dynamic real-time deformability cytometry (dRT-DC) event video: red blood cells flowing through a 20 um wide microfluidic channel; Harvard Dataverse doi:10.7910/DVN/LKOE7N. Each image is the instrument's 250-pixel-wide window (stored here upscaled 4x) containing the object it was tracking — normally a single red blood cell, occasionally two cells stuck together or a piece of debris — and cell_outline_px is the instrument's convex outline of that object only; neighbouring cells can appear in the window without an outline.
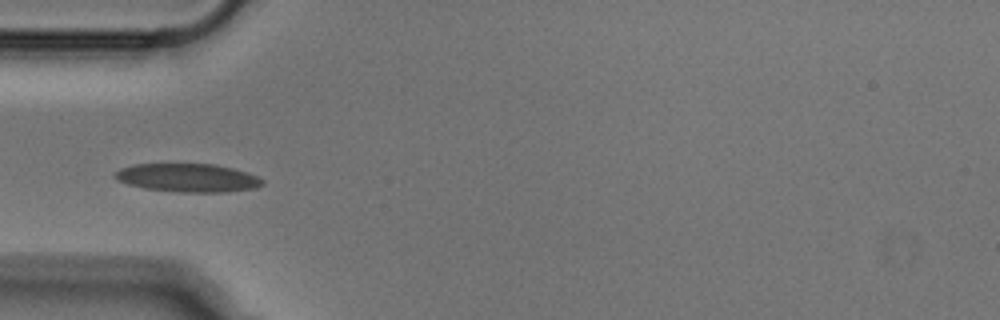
{"species": "Egyptian fruit bat (a non-hibernating species)", "species_latin": "Rousettus aegyptiacus", "temperature_condition": "cold", "stored_images_in_passage": 4, "camera_frame_rate_fps": 3000, "um_per_image_px": 0.085, "animal": {"sex": "male"}, "frame": {"image": 1, "passage_image": 1, "time_ms": 0.0, "image_size_px": [1000, 320], "cell_outline_px": [[264, 184], [256, 188], [228, 192], [180, 192], [144, 188], [128, 184], [116, 180], [112, 176], [120, 168], [132, 164], [216, 164], [232, 168], [256, 176], [264, 180]], "centroid_in_image_um": [15.94, 15.11], "position_along_channel_um": 69.1, "area_um2": 24.45}}